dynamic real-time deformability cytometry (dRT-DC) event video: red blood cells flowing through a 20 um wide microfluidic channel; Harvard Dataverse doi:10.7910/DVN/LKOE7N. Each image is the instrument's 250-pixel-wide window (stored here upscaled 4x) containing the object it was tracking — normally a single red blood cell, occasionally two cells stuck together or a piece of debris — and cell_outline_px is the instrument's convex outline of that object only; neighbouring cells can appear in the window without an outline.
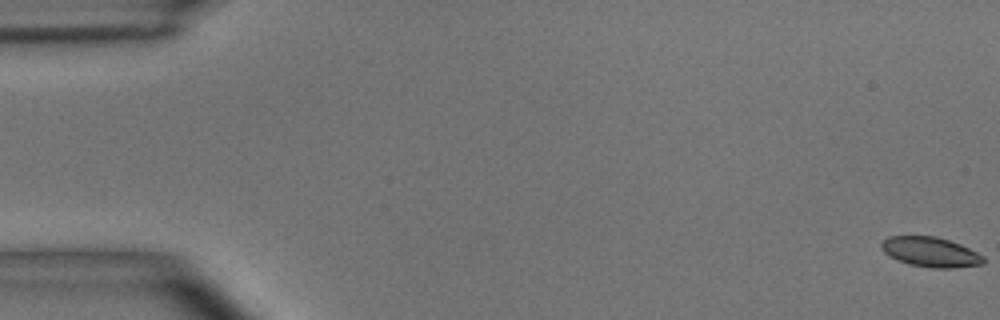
{"species": "common noctule bat (a hibernating species)", "species_latin": "Nyctalus noctula", "temperature_condition": "room temperature", "stored_images_in_passage": 4, "camera_frame_rate_fps": 3000, "um_per_image_px": 0.085, "animal": {"sex": "male", "body_mass_g": 15.6}, "frame": {"image": 1, "passage_image": 1, "time_ms": 0.0, "image_size_px": [1000, 320], "cell_outline_px": [[984, 264], [952, 268], [932, 268], [908, 264], [888, 256], [880, 248], [880, 244], [888, 236], [936, 236], [960, 244], [984, 256]], "centroid_in_image_um": [79.07, 21.42], "position_along_channel_um": 5.9, "area_um2": 17.8}}